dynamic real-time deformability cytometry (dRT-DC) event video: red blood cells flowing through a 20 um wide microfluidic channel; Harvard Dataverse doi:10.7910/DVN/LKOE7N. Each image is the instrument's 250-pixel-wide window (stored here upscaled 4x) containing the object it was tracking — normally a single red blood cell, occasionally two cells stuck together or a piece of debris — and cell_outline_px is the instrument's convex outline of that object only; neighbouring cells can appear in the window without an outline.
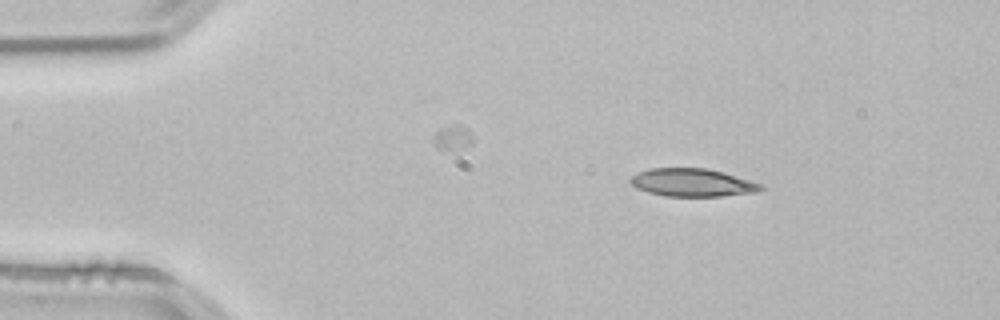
{"species": "common noctule bat (a hibernating species)", "species_latin": "Nyctalus noctula", "temperature_condition": "room temperature", "stored_images_in_passage": 39, "camera_frame_rate_fps": 3000, "um_per_image_px": 0.085, "animal": {"sex": "male", "body_mass_g": 21.5, "forearm_length_mm": 52.0}, "frame": {"image": 1, "passage_image": 1, "time_ms": 0.0, "image_size_px": [1000, 320], "cell_outline_px": [[764, 188], [756, 192], [720, 196], [664, 196], [648, 192], [636, 188], [628, 180], [632, 176], [648, 168], [708, 168], [724, 172], [752, 180], [764, 184]], "centroid_in_image_um": [58.88, 15.51], "position_along_channel_um": 26.1, "area_um2": 21.39}}
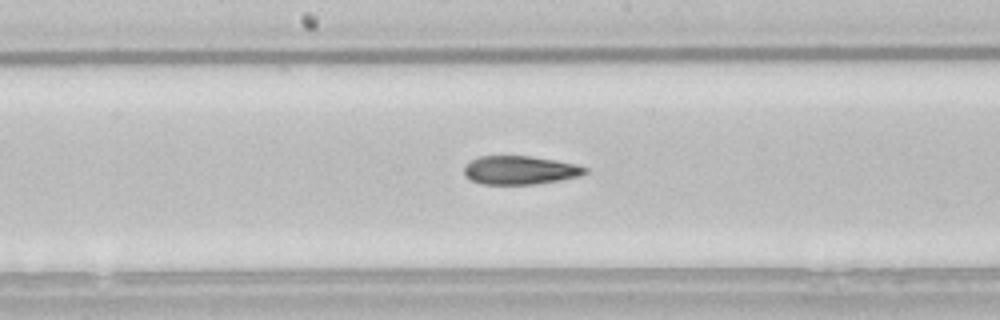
{"frame": {"image": 2, "passage_image": 20, "time_ms": 6.333, "image_size_px": [1000, 320], "cell_outline_px": [[588, 172], [576, 176], [560, 180], [536, 184], [484, 184], [472, 180], [464, 172], [464, 168], [472, 160], [480, 156], [532, 156], [556, 160], [576, 164], [588, 168]], "centroid_in_image_um": [44.24, 14.45], "position_along_channel_um": 204.0, "area_um2": 19.88}}
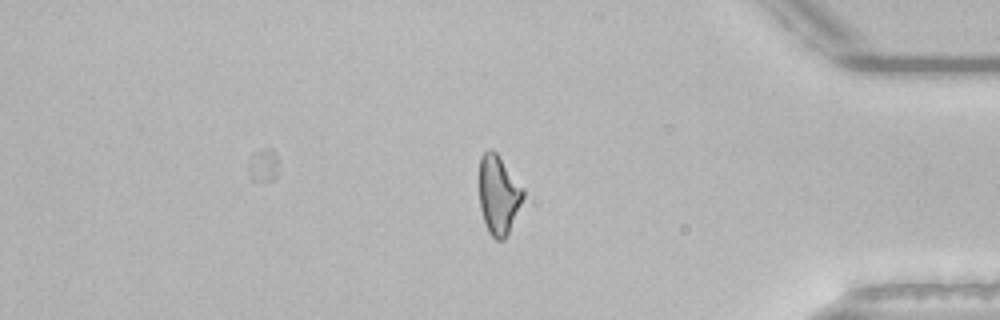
{"frame": {"image": 3, "passage_image": 37, "time_ms": 12.0, "image_size_px": [1000, 320], "cell_outline_px": [[524, 196], [508, 232], [504, 240], [496, 240], [488, 232], [480, 208], [480, 156], [488, 148], [492, 148], [496, 152], [524, 188]], "centroid_in_image_um": [42.37, 16.53], "position_along_channel_um": 392.8, "area_um2": 20.0}, "authors_computed_cell_mechanics": {"area_um2": 20.9236, "velocity_mm_per_s": 3.8199, "shape_relaxation_time_tau1_ms": 5.9192, "shape_relaxation_time_tau2_ms": 4.3514, "deformation_change_tau1": 0.1978, "deformation_change_tau2": 0.1478}}